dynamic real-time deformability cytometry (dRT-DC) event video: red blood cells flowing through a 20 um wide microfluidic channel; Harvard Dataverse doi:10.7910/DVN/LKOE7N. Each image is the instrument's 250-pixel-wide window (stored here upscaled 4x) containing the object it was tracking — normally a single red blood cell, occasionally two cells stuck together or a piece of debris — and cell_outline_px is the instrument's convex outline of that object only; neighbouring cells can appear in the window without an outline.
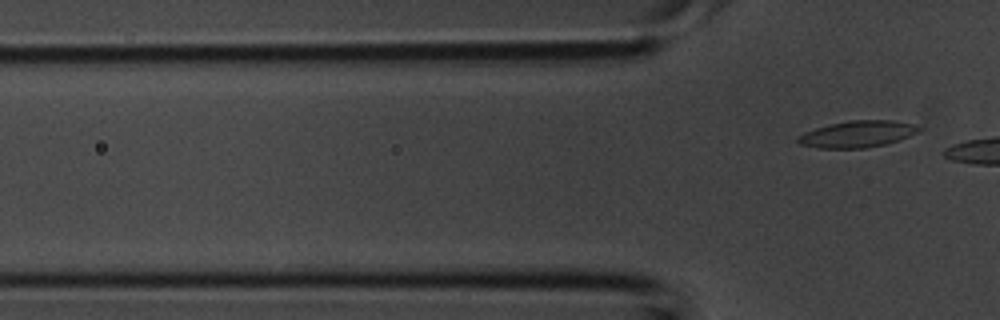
{"species": "common noctule bat (a hibernating species)", "species_latin": "Nyctalus noctula", "temperature_condition": "room temperature", "stored_images_in_passage": 4, "camera_frame_rate_fps": 3000, "um_per_image_px": 0.085, "animal": {"sex": "male", "body_mass_g": 20.1, "forearm_length_mm": 53.5}, "frame": {"image": 1, "passage_image": 4, "time_ms": 1.0, "image_size_px": [1000, 320], "cell_outline_px": [[920, 128], [916, 132], [900, 140], [884, 144], [864, 148], [816, 148], [800, 144], [796, 140], [796, 136], [804, 132], [816, 128], [848, 120], [892, 120], [912, 124]], "centroid_in_image_um": [72.82, 11.4], "position_along_channel_um": 53.0, "area_um2": 18.55}}